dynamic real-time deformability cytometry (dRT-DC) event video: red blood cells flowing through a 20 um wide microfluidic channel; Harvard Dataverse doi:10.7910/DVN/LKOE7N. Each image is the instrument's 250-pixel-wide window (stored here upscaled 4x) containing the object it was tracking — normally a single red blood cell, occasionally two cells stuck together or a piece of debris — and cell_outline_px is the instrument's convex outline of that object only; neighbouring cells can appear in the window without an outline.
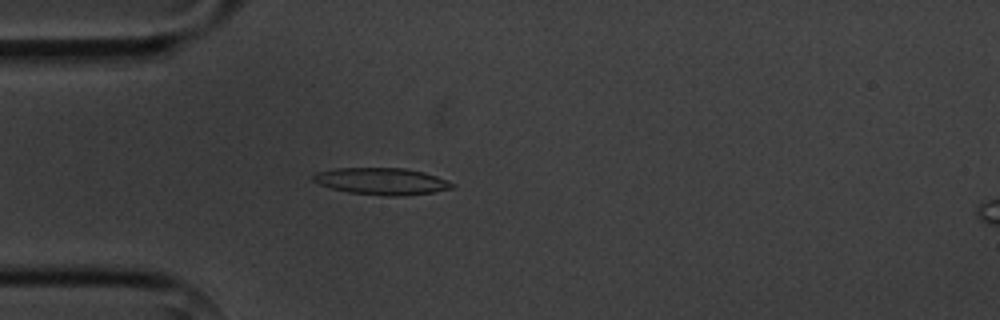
{"species": "common noctule bat (a hibernating species)", "species_latin": "Nyctalus noctula", "temperature_condition": "cold", "stored_images_in_passage": 5, "segment_of_instrument_passage": [1, 2], "camera_frame_rate_fps": 3000, "um_per_image_px": 0.085, "animal": {"sex": "male", "body_mass_g": 20.1, "forearm_length_mm": 53.5}, "frame": {"image": 1, "passage_image": 4, "time_ms": 3.667, "image_size_px": [1000, 320], "cell_outline_px": [[456, 188], [432, 192], [404, 196], [384, 196], [348, 192], [332, 188], [320, 184], [312, 180], [312, 176], [316, 172], [336, 168], [404, 168], [424, 172], [436, 176], [456, 184]], "centroid_in_image_um": [32.47, 15.41], "position_along_channel_um": 52.5, "area_um2": 21.79}}